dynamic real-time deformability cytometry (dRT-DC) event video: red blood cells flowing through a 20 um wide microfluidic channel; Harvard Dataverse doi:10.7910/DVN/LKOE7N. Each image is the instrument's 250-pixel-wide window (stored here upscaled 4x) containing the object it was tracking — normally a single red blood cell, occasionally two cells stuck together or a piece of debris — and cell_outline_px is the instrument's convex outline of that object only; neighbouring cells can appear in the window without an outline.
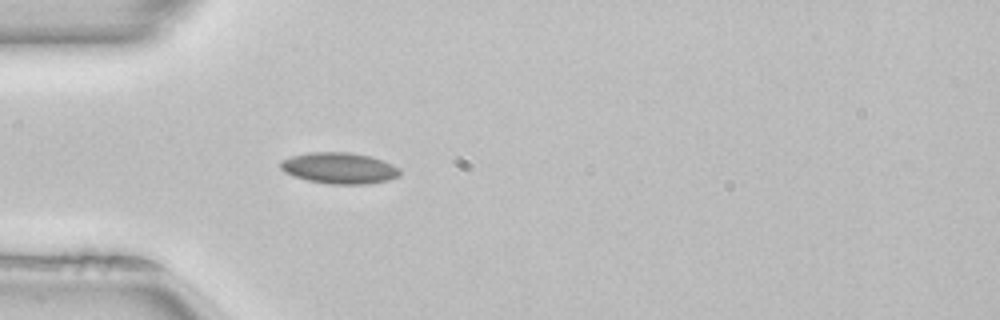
{"species": "common noctule bat (a hibernating species)", "species_latin": "Nyctalus noctula", "temperature_condition": "room temperature", "stored_images_in_passage": 37, "camera_frame_rate_fps": 3000, "um_per_image_px": 0.085, "animal": {"sex": "female", "body_mass_g": 22.7, "forearm_length_mm": 54.2}, "frame": {"image": 1, "passage_image": 1, "time_ms": 0.0, "image_size_px": [1000, 320], "cell_outline_px": [[400, 176], [388, 180], [368, 184], [328, 184], [308, 180], [284, 172], [280, 168], [280, 160], [292, 156], [308, 152], [352, 152], [372, 156], [384, 160], [400, 168]], "centroid_in_image_um": [28.87, 14.28], "position_along_channel_um": 56.1, "area_um2": 21.91}}
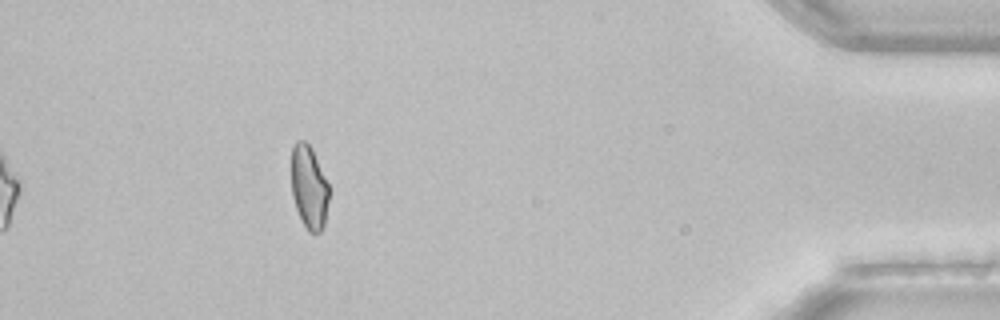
{"frame": {"image": 2, "passage_image": 32, "time_ms": 10.333, "image_size_px": [1000, 320], "cell_outline_px": [[328, 200], [324, 224], [320, 232], [308, 232], [296, 208], [292, 196], [292, 144], [296, 140], [304, 140], [312, 148], [328, 184]], "centroid_in_image_um": [26.25, 15.88], "position_along_channel_um": 408.9, "area_um2": 18.03}, "authors_computed_cell_mechanics": {"area_um2": 19.5942, "velocity_mm_per_s": 4.0102, "shape_relaxation_time_tau1_ms": null, "shape_relaxation_time_tau2_ms": 2.3902, "deformation_change_tau1": null, "deformation_change_tau2": 0.07}}